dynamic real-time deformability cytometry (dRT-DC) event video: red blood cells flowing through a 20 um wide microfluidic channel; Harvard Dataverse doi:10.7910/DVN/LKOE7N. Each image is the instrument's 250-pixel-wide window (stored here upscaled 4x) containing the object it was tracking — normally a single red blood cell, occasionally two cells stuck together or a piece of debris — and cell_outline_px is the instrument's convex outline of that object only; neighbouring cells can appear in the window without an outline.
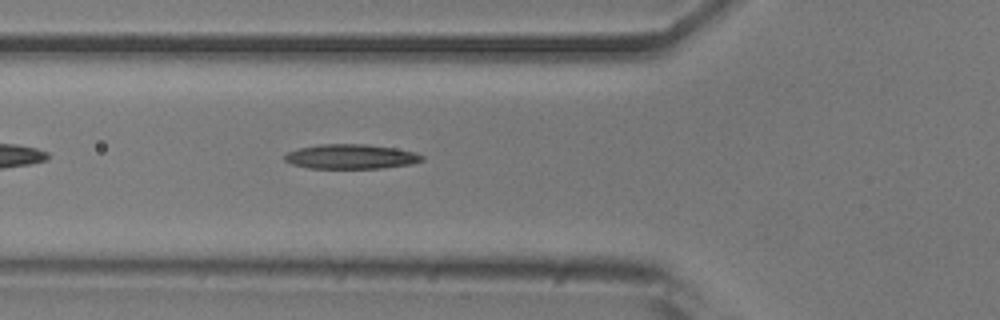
{"species": "common noctule bat (a hibernating species)", "species_latin": "Nyctalus noctula", "temperature_condition": "room temperature", "stored_images_in_passage": 37, "camera_frame_rate_fps": 3000, "um_per_image_px": 0.085, "animal": {"sex": "male", "body_mass_g": 20.5, "forearm_length_mm": 52.5}, "frame": {"image": 1, "passage_image": 6, "time_ms": 1.667, "image_size_px": [1000, 320], "cell_outline_px": [[424, 160], [412, 164], [380, 168], [308, 168], [292, 164], [284, 160], [284, 156], [288, 152], [300, 148], [320, 144], [364, 144], [396, 148], [416, 152], [424, 156]], "centroid_in_image_um": [29.86, 13.31], "position_along_channel_um": 95.9, "area_um2": 19.71}}
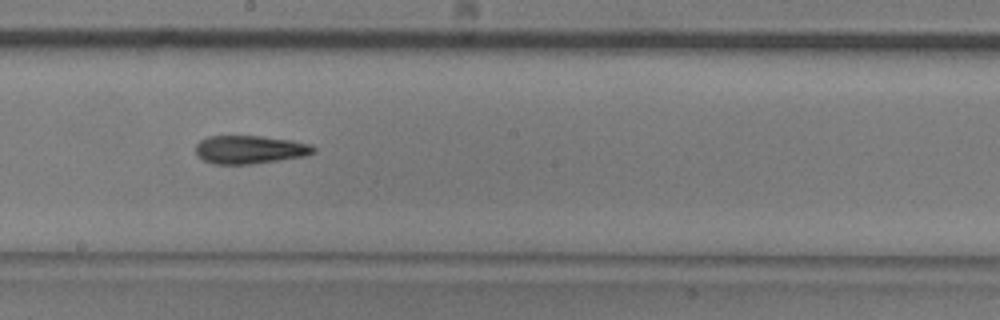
{"frame": {"image": 2, "passage_image": 16, "time_ms": 5.0, "image_size_px": [1000, 320], "cell_outline_px": [[316, 152], [308, 156], [280, 160], [248, 164], [212, 164], [196, 156], [196, 144], [200, 140], [208, 136], [260, 136], [292, 140], [312, 144], [316, 148]], "centroid_in_image_um": [21.26, 12.71], "position_along_channel_um": 226.9, "area_um2": 19.65}}
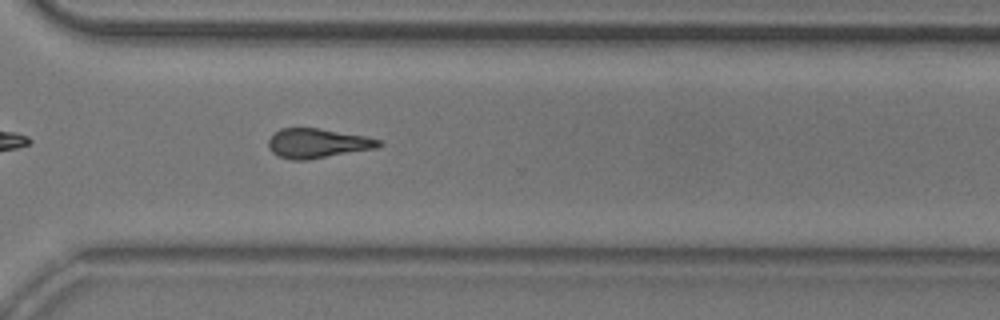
{"frame": {"image": 3, "passage_image": 25, "time_ms": 8.0, "image_size_px": [1000, 320], "cell_outline_px": [[384, 144], [380, 148], [308, 160], [292, 160], [280, 156], [272, 152], [268, 148], [268, 140], [280, 128], [320, 128], [368, 136], [380, 140]], "centroid_in_image_um": [27.06, 12.18], "position_along_channel_um": 343.5, "area_um2": 19.31}, "authors_computed_cell_mechanics": {"area_um2": 19.1896, "velocity_mm_per_s": 3.9045, "shape_relaxation_time_tau1_ms": 5.3714, "shape_relaxation_time_tau2_ms": 3.1108, "deformation_change_tau1": 0.1789, "deformation_change_tau2": 0.1263}}